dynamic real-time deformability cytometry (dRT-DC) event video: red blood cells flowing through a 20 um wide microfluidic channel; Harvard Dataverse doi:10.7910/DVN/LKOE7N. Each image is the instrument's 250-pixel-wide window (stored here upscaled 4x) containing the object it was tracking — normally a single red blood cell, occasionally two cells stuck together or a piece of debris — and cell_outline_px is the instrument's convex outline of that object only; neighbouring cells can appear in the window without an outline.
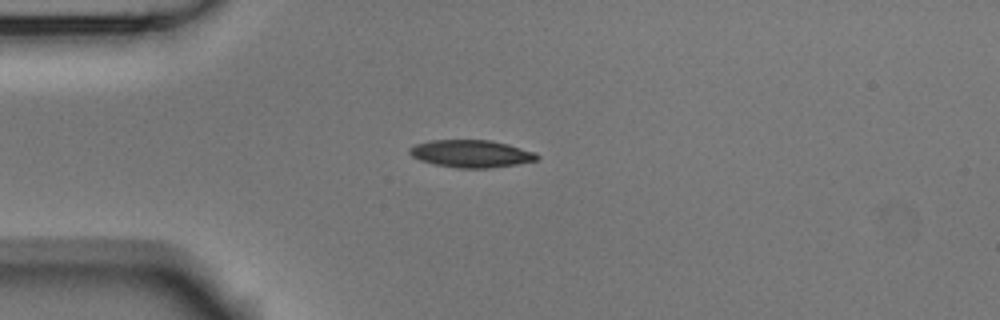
{"species": "Egyptian fruit bat (a non-hibernating species)", "species_latin": "Rousettus aegyptiacus", "temperature_condition": "room temperature", "stored_images_in_passage": 5, "camera_frame_rate_fps": 3000, "um_per_image_px": 0.085, "animal": {"sex": "male"}, "frame": {"image": 1, "passage_image": 3, "time_ms": 0.667, "image_size_px": [1000, 320], "cell_outline_px": [[540, 160], [516, 164], [488, 168], [456, 168], [436, 164], [420, 160], [412, 156], [408, 152], [408, 148], [416, 144], [428, 140], [492, 140], [508, 144], [536, 152], [540, 156]], "centroid_in_image_um": [40.07, 13.06], "position_along_channel_um": 44.9, "area_um2": 20.52}}
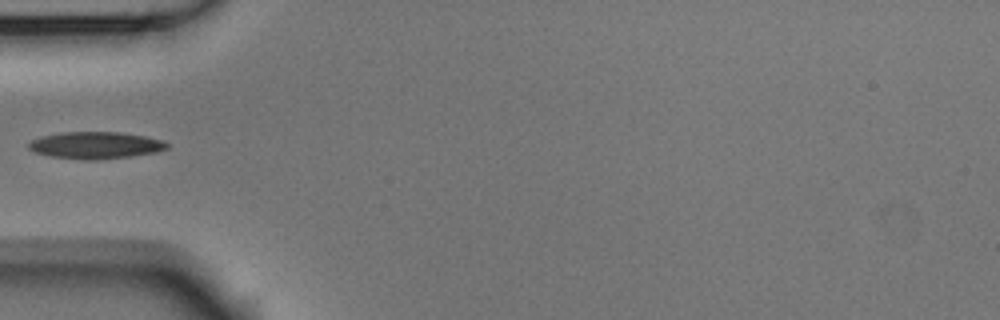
{"frame": {"image": 2, "passage_image": 4, "time_ms": 1.0, "image_size_px": [1000, 320], "cell_outline_px": [[168, 148], [156, 152], [132, 156], [96, 160], [84, 160], [52, 156], [36, 152], [28, 148], [28, 144], [32, 140], [40, 136], [64, 132], [120, 132], [144, 136], [164, 140], [168, 144]], "centroid_in_image_um": [8.14, 12.34], "position_along_channel_um": 76.9, "area_um2": 21.68}}
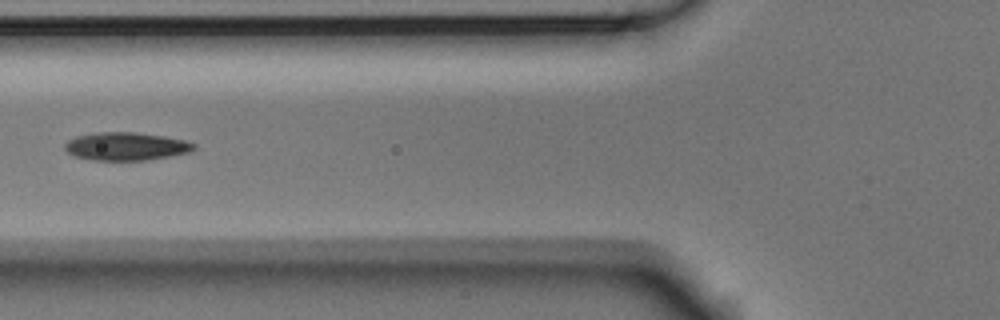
{"frame": {"image": 3, "passage_image": 5, "time_ms": 1.333, "image_size_px": [1000, 320], "cell_outline_px": [[196, 148], [188, 152], [168, 156], [144, 160], [92, 160], [72, 156], [64, 148], [64, 144], [68, 140], [76, 136], [96, 132], [132, 132], [164, 136], [184, 140], [196, 144]], "centroid_in_image_um": [10.67, 12.43], "position_along_channel_um": 115.1, "area_um2": 21.04}}